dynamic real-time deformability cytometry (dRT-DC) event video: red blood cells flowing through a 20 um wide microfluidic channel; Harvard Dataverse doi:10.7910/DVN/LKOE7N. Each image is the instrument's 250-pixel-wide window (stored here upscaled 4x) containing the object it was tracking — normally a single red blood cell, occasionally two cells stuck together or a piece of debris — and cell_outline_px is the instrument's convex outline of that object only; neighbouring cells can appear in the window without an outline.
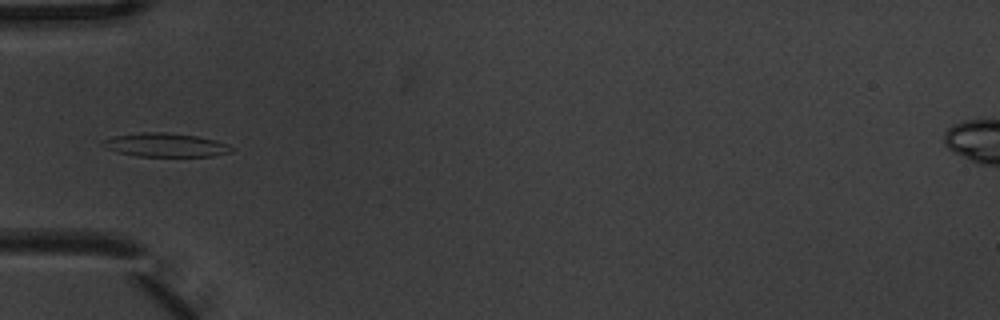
{"species": "common noctule bat (a hibernating species)", "species_latin": "Nyctalus noctula", "temperature_condition": "warm", "stored_images_in_passage": 9, "camera_frame_rate_fps": 3000, "um_per_image_px": 0.085, "animal": {"sex": "male", "body_mass_g": 20.1, "forearm_length_mm": 53.5}, "frame": {"image": 1, "passage_image": 6, "time_ms": 1.667, "image_size_px": [1000, 320], "cell_outline_px": [[232, 152], [212, 156], [136, 156], [120, 152], [108, 148], [100, 144], [100, 140], [112, 136], [140, 132], [168, 132], [196, 136], [216, 140], [228, 144], [232, 148]], "centroid_in_image_um": [14.05, 12.31], "position_along_channel_um": 71.0, "area_um2": 17.8}}
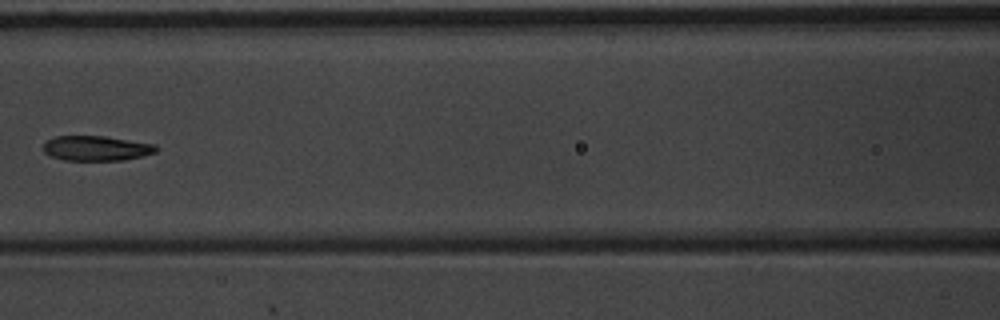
{"frame": {"image": 2, "passage_image": 8, "time_ms": 2.333, "image_size_px": [1000, 320], "cell_outline_px": [[156, 152], [144, 156], [124, 160], [64, 160], [52, 156], [44, 152], [44, 144], [48, 140], [56, 136], [104, 136], [156, 144]], "centroid_in_image_um": [8.22, 12.6], "position_along_channel_um": 158.4, "area_um2": 16.3}}
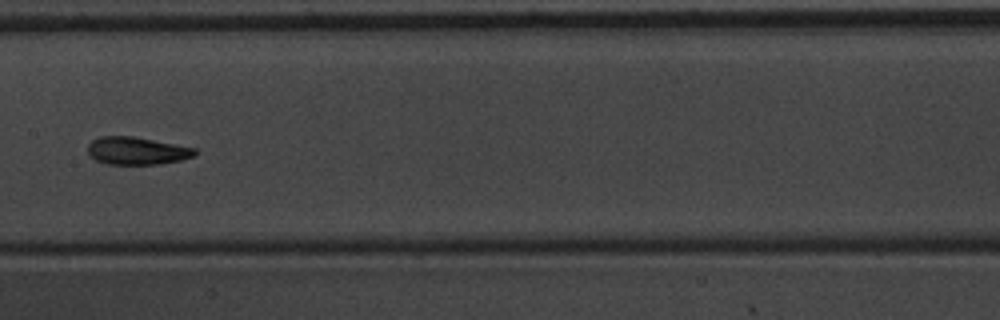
{"frame": {"image": 3, "passage_image": 9, "time_ms": 2.667, "image_size_px": [1000, 320], "cell_outline_px": [[196, 156], [180, 160], [160, 164], [108, 164], [96, 160], [88, 156], [88, 144], [92, 140], [100, 136], [132, 136], [196, 148]], "centroid_in_image_um": [11.61, 12.82], "position_along_channel_um": 195.8, "area_um2": 17.28}}